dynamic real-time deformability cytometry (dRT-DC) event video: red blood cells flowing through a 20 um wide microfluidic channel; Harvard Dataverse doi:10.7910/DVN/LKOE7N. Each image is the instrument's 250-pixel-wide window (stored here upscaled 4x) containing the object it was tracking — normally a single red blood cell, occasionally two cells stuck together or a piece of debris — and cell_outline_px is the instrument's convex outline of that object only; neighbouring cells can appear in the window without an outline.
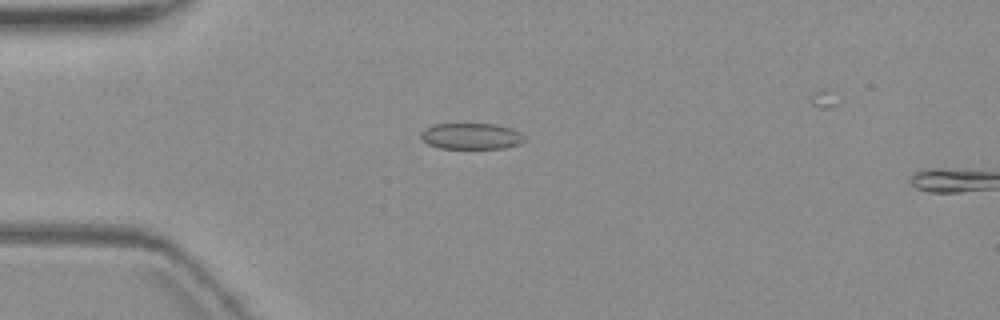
{"species": "common noctule bat (a hibernating species)", "species_latin": "Nyctalus noctula", "temperature_condition": "warm", "stored_images_in_passage": 3, "camera_frame_rate_fps": 3000, "um_per_image_px": 0.085, "animal": {"sex": "female", "body_mass_g": 19.3, "forearm_length_mm": 54.1}, "frame": {"image": 1, "passage_image": 2, "time_ms": 1.0, "image_size_px": [1000, 320], "cell_outline_px": [[524, 140], [520, 144], [504, 148], [440, 148], [428, 144], [420, 136], [420, 132], [424, 128], [432, 124], [496, 124], [512, 128], [520, 132], [524, 136]], "centroid_in_image_um": [40.05, 11.56], "position_along_channel_um": 45.0, "area_um2": 15.84}}